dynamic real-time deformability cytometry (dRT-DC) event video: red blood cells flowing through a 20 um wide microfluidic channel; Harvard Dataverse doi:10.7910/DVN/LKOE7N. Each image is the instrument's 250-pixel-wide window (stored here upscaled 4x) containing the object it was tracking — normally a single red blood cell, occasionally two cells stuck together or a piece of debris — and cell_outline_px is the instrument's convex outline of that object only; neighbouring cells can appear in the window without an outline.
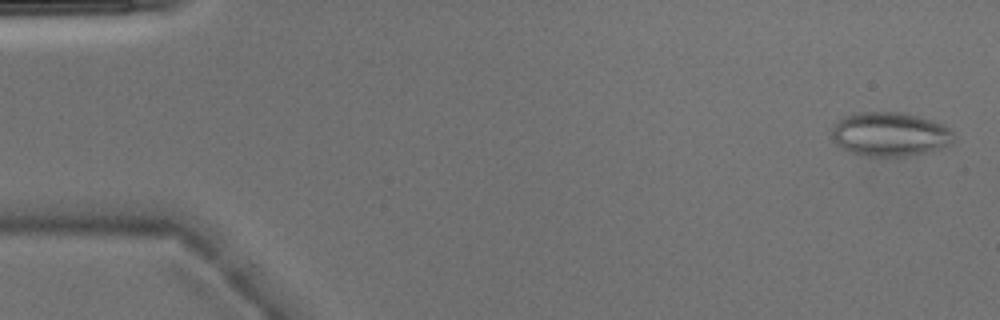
{"species": "Egyptian fruit bat (a non-hibernating species)", "species_latin": "Rousettus aegyptiacus", "temperature_condition": "warm", "stored_images_in_passage": 5, "camera_frame_rate_fps": 3000, "um_per_image_px": 0.085, "animal": {"sex": "male"}, "frame": {"image": 1, "passage_image": 1, "time_ms": 0.0, "image_size_px": [1000, 320], "cell_outline_px": [[956, 140], [952, 144], [932, 152], [904, 156], [864, 156], [840, 148], [832, 140], [832, 128], [836, 120], [844, 116], [856, 112], [904, 112], [932, 120], [944, 124], [952, 132]], "centroid_in_image_um": [75.65, 11.41], "position_along_channel_um": 9.3, "area_um2": 31.91}}